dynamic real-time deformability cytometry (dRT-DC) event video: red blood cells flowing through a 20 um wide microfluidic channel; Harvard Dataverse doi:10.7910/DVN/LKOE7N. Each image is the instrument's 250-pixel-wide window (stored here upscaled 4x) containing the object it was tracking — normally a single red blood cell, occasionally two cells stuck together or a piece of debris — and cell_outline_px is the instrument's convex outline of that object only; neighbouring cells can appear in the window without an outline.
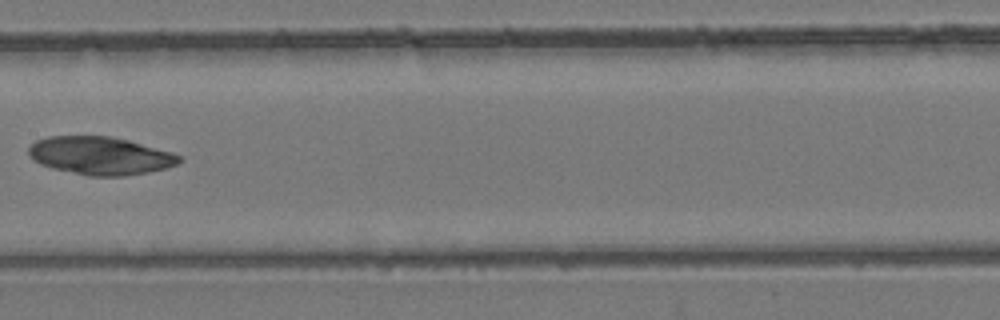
{"species": "common noctule bat (a hibernating species)", "species_latin": "Nyctalus noctula", "temperature_condition": "room temperature", "stored_images_in_passage": 8, "camera_frame_rate_fps": 3000, "um_per_image_px": 0.085, "animal": {"sex": "female", "body_mass_g": 24.6, "forearm_length_mm": 56.2}, "frame": {"image": 1, "passage_image": 8, "time_ms": 8.333, "image_size_px": [1000, 320], "cell_outline_px": [[180, 160], [176, 164], [164, 168], [148, 172], [124, 176], [88, 176], [52, 168], [40, 164], [32, 160], [28, 156], [28, 148], [36, 140], [48, 136], [108, 136], [128, 140], [172, 152], [180, 156]], "centroid_in_image_um": [8.47, 13.23], "position_along_channel_um": 198.9, "area_um2": 33.23}}